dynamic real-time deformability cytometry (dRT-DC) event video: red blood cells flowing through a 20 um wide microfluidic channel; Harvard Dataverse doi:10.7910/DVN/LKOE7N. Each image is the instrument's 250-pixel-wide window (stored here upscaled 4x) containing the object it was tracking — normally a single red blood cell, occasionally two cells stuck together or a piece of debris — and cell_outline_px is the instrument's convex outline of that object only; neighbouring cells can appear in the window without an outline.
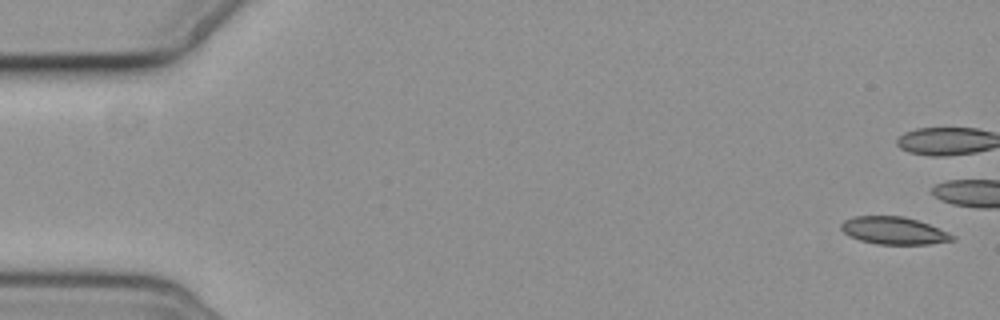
{"species": "common noctule bat (a hibernating species)", "species_latin": "Nyctalus noctula", "temperature_condition": "cold", "stored_images_in_passage": 10, "camera_frame_rate_fps": 3000, "um_per_image_px": 0.085, "animal": {"sex": "female", "body_mass_g": 19.3, "forearm_length_mm": 54.1}, "frame": {"image": 1, "passage_image": 1, "time_ms": 0.0, "image_size_px": [1000, 320], "cell_outline_px": [[956, 240], [928, 244], [876, 244], [860, 240], [844, 232], [840, 228], [840, 224], [844, 220], [856, 216], [904, 216], [928, 224], [948, 232], [956, 236]], "centroid_in_image_um": [75.99, 19.6], "position_along_channel_um": 9.0, "area_um2": 17.69}}